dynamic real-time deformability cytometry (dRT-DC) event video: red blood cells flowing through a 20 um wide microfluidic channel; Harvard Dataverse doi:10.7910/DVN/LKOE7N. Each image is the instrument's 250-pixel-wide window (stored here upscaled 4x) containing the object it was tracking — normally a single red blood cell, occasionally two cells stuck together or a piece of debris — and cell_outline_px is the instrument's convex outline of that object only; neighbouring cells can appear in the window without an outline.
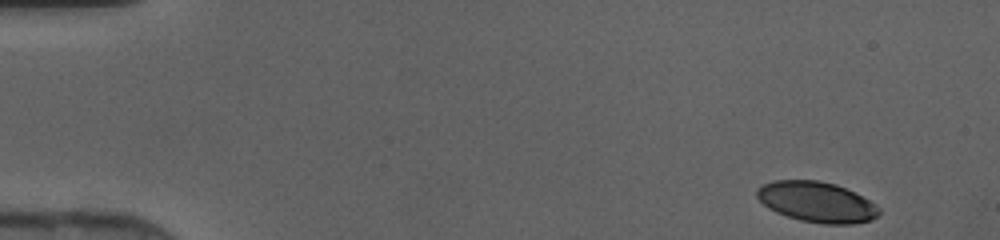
{"species": "human", "species_latin": "Homo sapiens", "temperature_condition": "cold", "stored_images_in_passage": 44, "camera_frame_rate_fps": 3000, "um_per_image_px": 0.085, "donor": {"sex": "female"}, "frame": {"image": 1, "passage_image": 1, "time_ms": 0.0, "image_size_px": [1000, 240], "cell_outline_px": [[880, 212], [872, 220], [852, 224], [824, 224], [800, 220], [776, 212], [768, 208], [756, 196], [756, 188], [772, 180], [820, 180], [836, 184], [876, 204], [880, 208]], "centroid_in_image_um": [69.4, 17.16], "position_along_channel_um": 15.6, "area_um2": 28.73}}
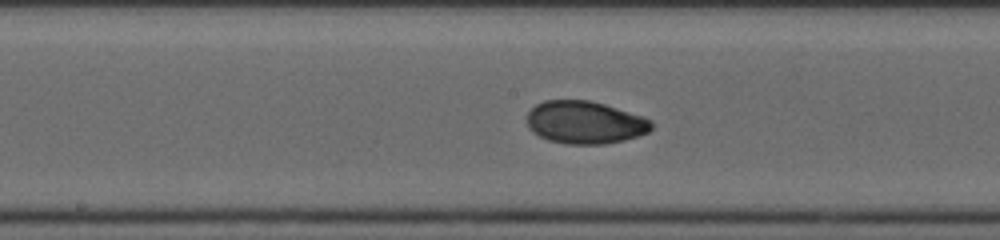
{"frame": {"image": 2, "passage_image": 22, "time_ms": 7.0, "image_size_px": [1000, 240], "cell_outline_px": [[652, 128], [648, 132], [624, 140], [604, 144], [568, 144], [548, 140], [532, 132], [528, 128], [528, 112], [536, 104], [544, 100], [588, 100], [604, 104], [644, 116], [652, 120]], "centroid_in_image_um": [49.72, 10.4], "position_along_channel_um": 198.5, "area_um2": 30.98}}
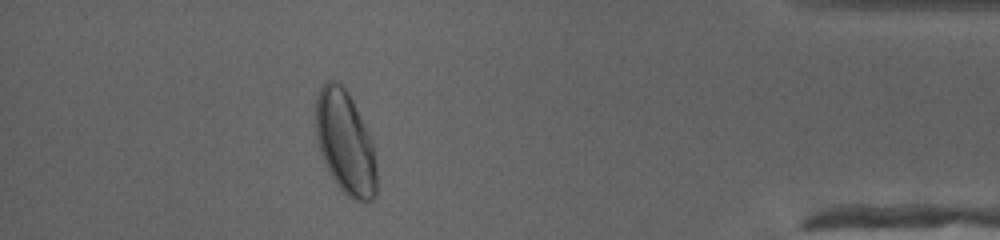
{"frame": {"image": 3, "passage_image": 39, "time_ms": 12.667, "image_size_px": [1000, 240], "cell_outline_px": [[376, 192], [372, 200], [352, 200], [340, 188], [332, 176], [324, 160], [316, 136], [316, 96], [320, 88], [328, 80], [332, 80], [340, 84], [348, 92], [372, 140], [376, 168]], "centroid_in_image_um": [29.35, 12.11], "position_along_channel_um": 405.9, "area_um2": 35.95}}